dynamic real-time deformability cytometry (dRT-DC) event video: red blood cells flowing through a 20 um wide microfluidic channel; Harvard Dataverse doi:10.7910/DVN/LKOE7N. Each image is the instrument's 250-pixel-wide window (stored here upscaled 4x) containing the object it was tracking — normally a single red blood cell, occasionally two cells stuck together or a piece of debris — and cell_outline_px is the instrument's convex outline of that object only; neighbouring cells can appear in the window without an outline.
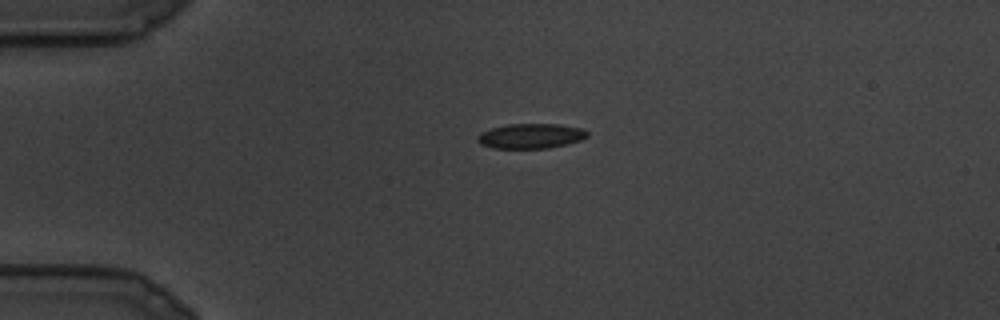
{"species": "common noctule bat (a hibernating species)", "species_latin": "Nyctalus noctula", "temperature_condition": "cold", "stored_images_in_passage": 6, "camera_frame_rate_fps": 3000, "um_per_image_px": 0.085, "animal": {"sex": "male", "body_mass_g": 19.5, "forearm_length_mm": 54.6}, "frame": {"image": 1, "passage_image": 1, "time_ms": 0.0, "image_size_px": [1000, 320], "cell_outline_px": [[588, 136], [580, 140], [548, 148], [492, 148], [480, 144], [476, 140], [476, 136], [480, 132], [492, 128], [508, 124], [560, 124], [580, 128], [588, 132]], "centroid_in_image_um": [45.06, 11.56], "position_along_channel_um": 39.9, "area_um2": 15.9}}
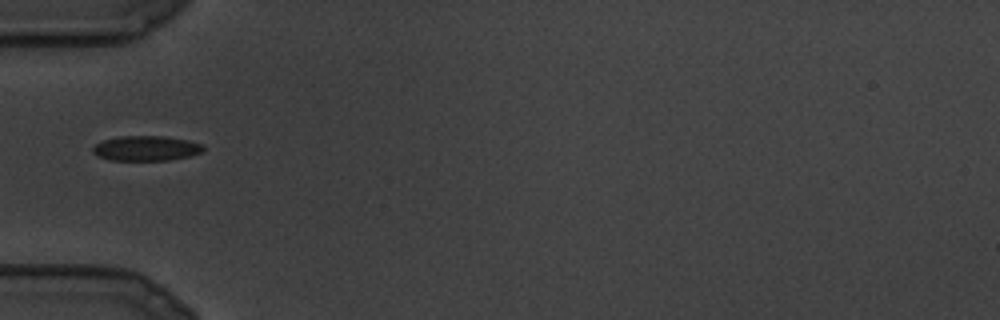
{"frame": {"image": 2, "passage_image": 3, "time_ms": 0.667, "image_size_px": [1000, 320], "cell_outline_px": [[204, 152], [188, 156], [168, 160], [108, 160], [96, 156], [92, 152], [92, 148], [96, 144], [104, 140], [120, 136], [164, 136], [188, 140], [204, 144]], "centroid_in_image_um": [12.43, 12.61], "position_along_channel_um": 72.6, "area_um2": 16.18}}
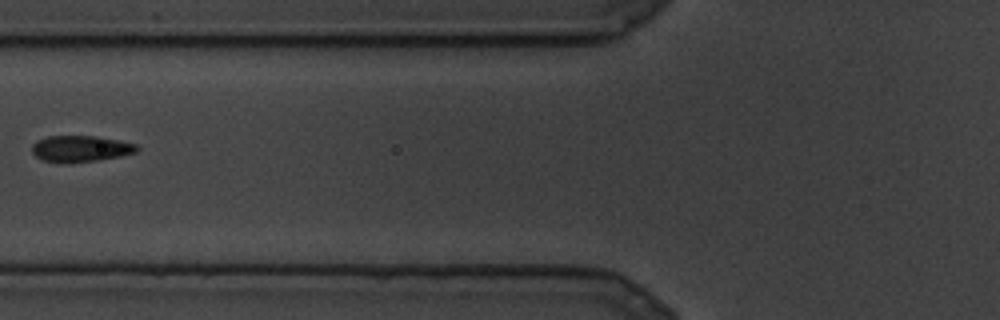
{"frame": {"image": 3, "passage_image": 5, "time_ms": 1.333, "image_size_px": [1000, 320], "cell_outline_px": [[140, 148], [136, 152], [120, 156], [96, 160], [60, 164], [40, 160], [32, 152], [32, 144], [36, 140], [48, 136], [100, 136], [136, 144]], "centroid_in_image_um": [6.81, 12.64], "position_along_channel_um": 119.0, "area_um2": 16.3}}